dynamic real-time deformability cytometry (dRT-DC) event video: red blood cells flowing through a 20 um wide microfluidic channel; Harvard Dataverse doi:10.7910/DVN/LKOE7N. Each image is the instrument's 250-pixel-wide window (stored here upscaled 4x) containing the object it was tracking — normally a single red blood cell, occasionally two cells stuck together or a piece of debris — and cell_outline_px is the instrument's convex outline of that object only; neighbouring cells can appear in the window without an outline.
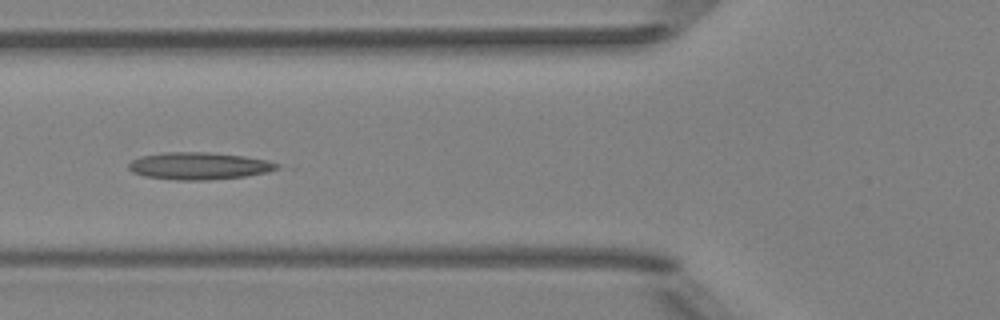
{"species": "Egyptian fruit bat (a non-hibernating species)", "species_latin": "Rousettus aegyptiacus", "temperature_condition": "room temperature", "stored_images_in_passage": 7, "camera_frame_rate_fps": 3000, "um_per_image_px": 0.085, "animal": {"sex": "female"}, "frame": {"image": 1, "passage_image": 6, "time_ms": 5.667, "image_size_px": [1000, 320], "cell_outline_px": [[280, 168], [268, 172], [244, 176], [208, 180], [176, 180], [144, 176], [132, 172], [128, 168], [128, 164], [132, 160], [140, 156], [164, 152], [208, 152], [244, 156], [268, 160], [280, 164]], "centroid_in_image_um": [16.91, 14.1], "position_along_channel_um": 108.9, "area_um2": 23.64}}
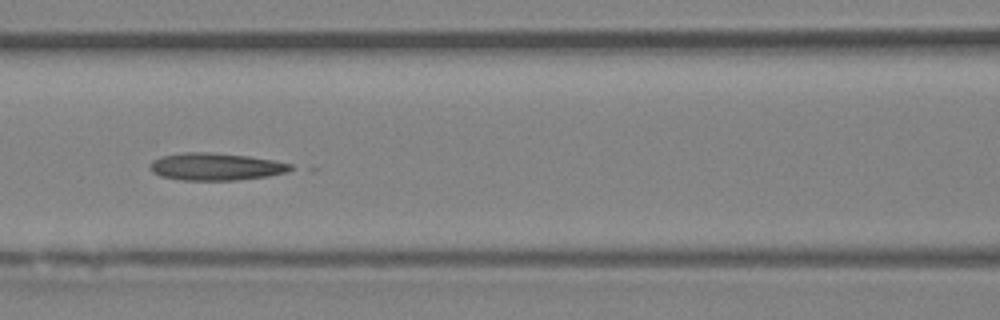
{"frame": {"image": 2, "passage_image": 7, "time_ms": 6.667, "image_size_px": [1000, 320], "cell_outline_px": [[296, 168], [288, 172], [268, 176], [236, 180], [180, 180], [160, 176], [152, 172], [148, 168], [148, 164], [152, 160], [160, 156], [184, 152], [212, 152], [248, 156], [276, 160], [292, 164]], "centroid_in_image_um": [18.34, 14.16], "position_along_channel_um": 148.3, "area_um2": 22.83}}